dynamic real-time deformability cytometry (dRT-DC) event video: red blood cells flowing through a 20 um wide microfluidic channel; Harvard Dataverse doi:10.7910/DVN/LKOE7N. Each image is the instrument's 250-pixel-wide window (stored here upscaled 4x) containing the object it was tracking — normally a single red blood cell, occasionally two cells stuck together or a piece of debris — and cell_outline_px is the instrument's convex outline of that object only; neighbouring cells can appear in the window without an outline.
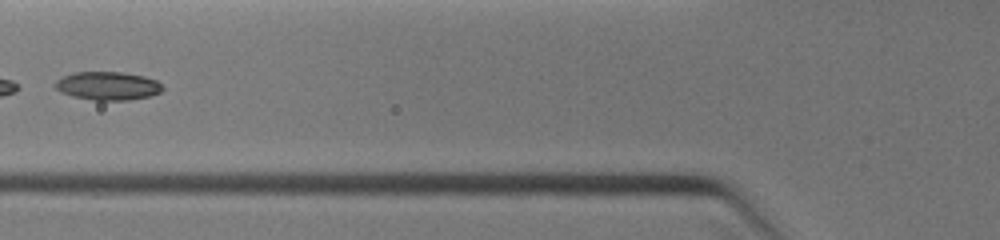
{"species": "common noctule bat (a hibernating species)", "species_latin": "Nyctalus noctula", "temperature_condition": "warm", "stored_images_in_passage": 16, "camera_frame_rate_fps": 3000, "um_per_image_px": 0.085, "animal": {"sex": "female", "body_mass_g": 19.0, "forearm_length_mm": 51.5}, "frame": {"image": 1, "passage_image": 5, "time_ms": 1.333, "image_size_px": [1000, 240], "cell_outline_px": [[164, 88], [160, 92], [148, 96], [128, 100], [96, 100], [72, 96], [60, 92], [56, 88], [56, 80], [72, 72], [124, 72], [144, 76], [156, 80]], "centroid_in_image_um": [9.16, 7.29], "position_along_channel_um": 116.6, "area_um2": 17.63}}
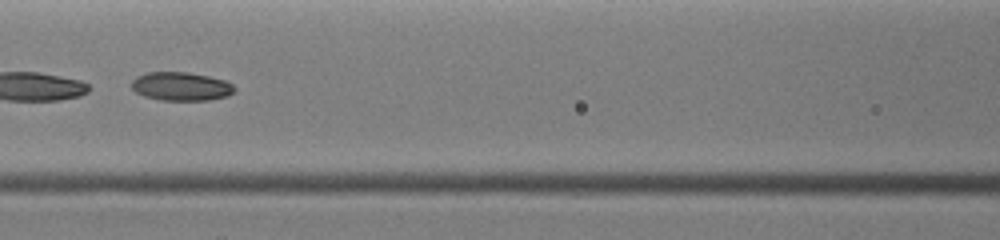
{"frame": {"image": 2, "passage_image": 7, "time_ms": 2.0, "image_size_px": [1000, 240], "cell_outline_px": [[236, 88], [228, 96], [208, 100], [160, 100], [144, 96], [136, 92], [132, 88], [132, 80], [136, 76], [148, 72], [188, 72], [208, 76], [224, 80], [232, 84]], "centroid_in_image_um": [15.38, 7.34], "position_along_channel_um": 151.2, "area_um2": 17.11}}
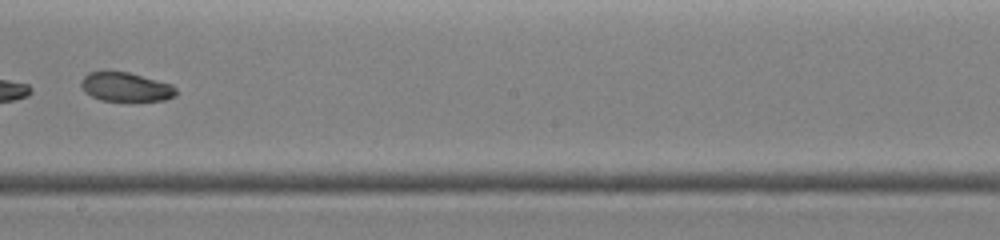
{"frame": {"image": 3, "passage_image": 12, "time_ms": 3.667, "image_size_px": [1000, 240], "cell_outline_px": [[176, 96], [164, 100], [100, 100], [84, 92], [80, 84], [80, 80], [88, 72], [104, 68], [108, 68], [128, 72], [172, 84], [176, 88]], "centroid_in_image_um": [10.62, 7.33], "position_along_channel_um": 237.6, "area_um2": 16.53}}